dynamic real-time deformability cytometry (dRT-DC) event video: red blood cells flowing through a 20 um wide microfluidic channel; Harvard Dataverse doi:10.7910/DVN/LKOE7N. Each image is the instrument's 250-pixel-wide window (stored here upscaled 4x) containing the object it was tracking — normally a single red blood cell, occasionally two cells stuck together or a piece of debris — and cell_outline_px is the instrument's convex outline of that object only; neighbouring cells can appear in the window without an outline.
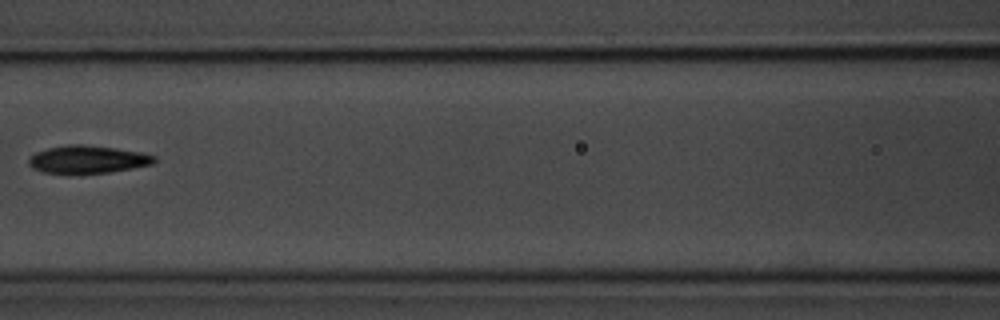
{"species": "common noctule bat (a hibernating species)", "species_latin": "Nyctalus noctula", "temperature_condition": "room temperature", "stored_images_in_passage": 6, "camera_frame_rate_fps": 3000, "um_per_image_px": 0.085, "animal": {"sex": "male", "body_mass_g": 20.1, "forearm_length_mm": 53.5}, "frame": {"image": 1, "passage_image": 5, "time_ms": 4.667, "image_size_px": [1000, 320], "cell_outline_px": [[156, 160], [152, 164], [132, 168], [108, 172], [44, 172], [32, 168], [28, 164], [28, 160], [36, 152], [48, 148], [64, 144], [84, 144], [116, 148], [140, 152], [156, 156]], "centroid_in_image_um": [7.45, 13.52], "position_along_channel_um": 159.1, "area_um2": 19.94}}
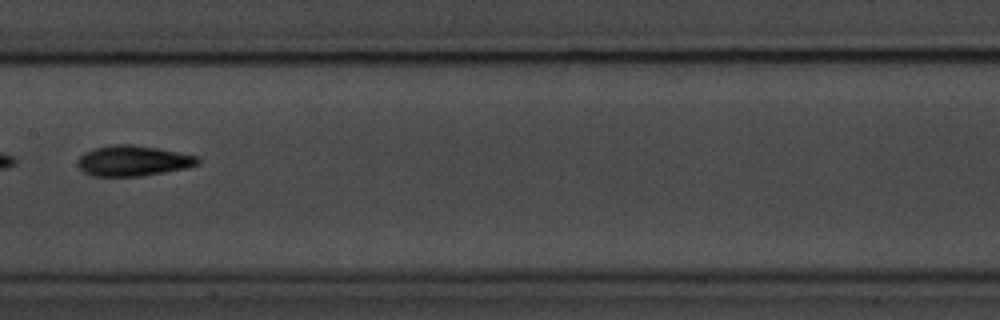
{"frame": {"image": 2, "passage_image": 6, "time_ms": 5.667, "image_size_px": [1000, 320], "cell_outline_px": [[200, 164], [188, 168], [140, 176], [92, 176], [84, 172], [76, 164], [76, 160], [84, 152], [92, 148], [108, 144], [132, 144], [156, 148], [200, 156]], "centroid_in_image_um": [11.3, 13.66], "position_along_channel_um": 196.1, "area_um2": 21.68}}